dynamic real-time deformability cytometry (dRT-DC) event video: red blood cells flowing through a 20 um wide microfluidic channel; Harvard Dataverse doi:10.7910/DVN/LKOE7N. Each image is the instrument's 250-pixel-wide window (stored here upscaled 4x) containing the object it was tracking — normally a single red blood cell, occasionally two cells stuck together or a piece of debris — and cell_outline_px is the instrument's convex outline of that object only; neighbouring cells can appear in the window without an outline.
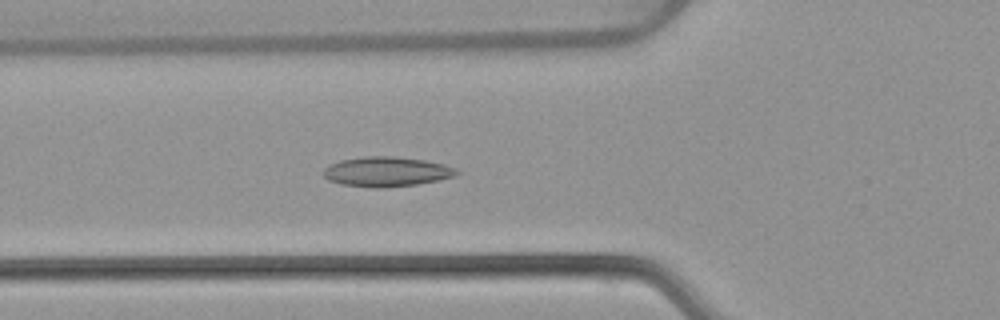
{"species": "common noctule bat (a hibernating species)", "species_latin": "Nyctalus noctula", "temperature_condition": "warm", "stored_images_in_passage": 53, "camera_frame_rate_fps": 3000, "um_per_image_px": 0.085, "animal": {"sex": "female", "body_mass_g": 22.7, "forearm_length_mm": 54.2}, "frame": {"image": 1, "passage_image": 19, "time_ms": 6.0, "image_size_px": [1000, 320], "cell_outline_px": [[460, 172], [456, 176], [416, 184], [380, 188], [372, 188], [340, 184], [328, 180], [324, 176], [324, 168], [328, 164], [340, 160], [364, 156], [392, 156], [424, 160], [444, 164], [456, 168]], "centroid_in_image_um": [32.83, 14.59], "position_along_channel_um": 93.0, "area_um2": 23.18}}
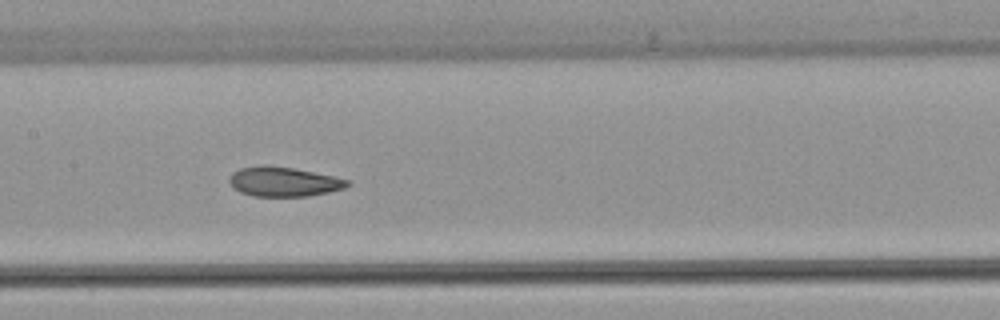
{"frame": {"image": 2, "passage_image": 26, "time_ms": 8.333, "image_size_px": [1000, 320], "cell_outline_px": [[352, 184], [344, 188], [328, 192], [308, 196], [252, 196], [240, 192], [232, 188], [228, 180], [232, 172], [240, 168], [292, 168], [336, 176], [352, 180]], "centroid_in_image_um": [24.18, 15.48], "position_along_channel_um": 183.2, "area_um2": 19.88}}
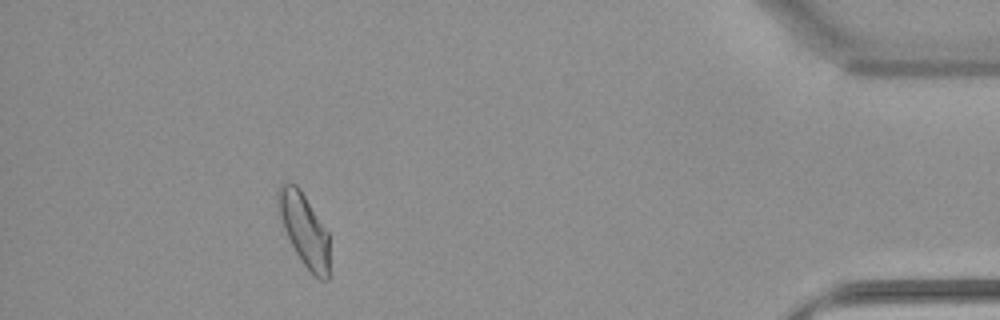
{"frame": {"image": 3, "passage_image": 48, "time_ms": 15.667, "image_size_px": [1000, 320], "cell_outline_px": [[328, 280], [320, 280], [300, 260], [284, 228], [276, 204], [276, 192], [280, 184], [288, 180], [296, 184], [300, 188], [328, 232]], "centroid_in_image_um": [25.82, 19.43], "position_along_channel_um": 409.4, "area_um2": 21.56}, "authors_computed_cell_mechanics": {"area_um2": 21.5594, "velocity_mm_per_s": 3.8524, "shape_relaxation_time_tau1_ms": null, "shape_relaxation_time_tau2_ms": 2.2218, "deformation_change_tau1": null, "deformation_change_tau2": 0.0772}}